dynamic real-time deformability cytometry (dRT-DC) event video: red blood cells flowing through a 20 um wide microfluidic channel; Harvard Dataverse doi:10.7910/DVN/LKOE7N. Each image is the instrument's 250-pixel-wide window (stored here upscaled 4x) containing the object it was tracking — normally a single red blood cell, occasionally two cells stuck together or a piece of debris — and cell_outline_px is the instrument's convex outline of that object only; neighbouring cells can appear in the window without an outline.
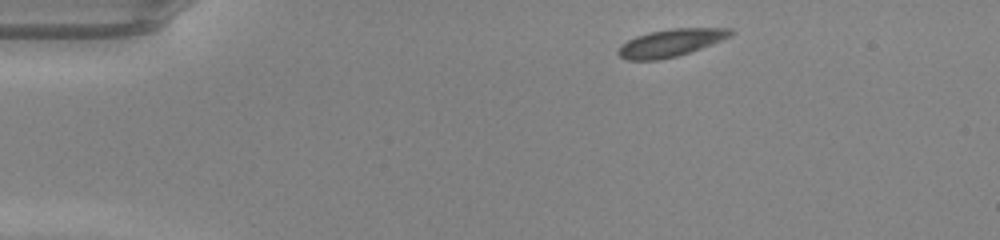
{"species": "common noctule bat (a hibernating species)", "species_latin": "Nyctalus noctula", "temperature_condition": "warm", "stored_images_in_passage": 41, "camera_frame_rate_fps": 3000, "um_per_image_px": 0.085, "animal": {"sex": "male", "body_mass_g": 20.0, "forearm_length_mm": 53.3}, "frame": {"image": 1, "passage_image": 1, "time_ms": 0.0, "image_size_px": [1000, 240], "cell_outline_px": [[732, 36], [712, 44], [676, 56], [656, 60], [628, 60], [620, 56], [616, 52], [628, 40], [636, 36], [648, 32], [672, 28], [732, 28]], "centroid_in_image_um": [57.03, 3.63], "position_along_channel_um": 28.0, "area_um2": 17.74}}
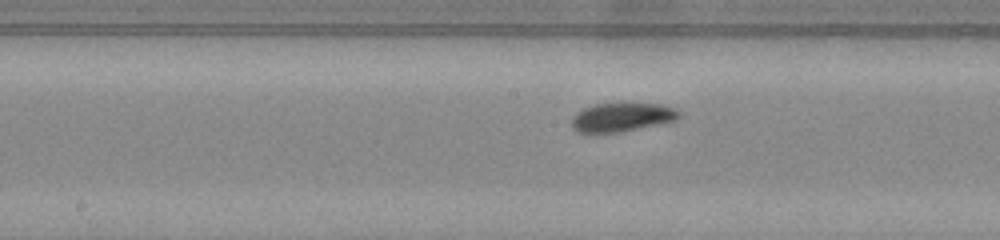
{"frame": {"image": 2, "passage_image": 18, "time_ms": 5.667, "image_size_px": [1000, 240], "cell_outline_px": [[680, 116], [676, 120], [616, 132], [576, 132], [572, 128], [572, 116], [576, 112], [592, 104], [664, 104], [676, 108], [680, 112]], "centroid_in_image_um": [52.84, 9.95], "position_along_channel_um": 195.4, "area_um2": 17.69}}
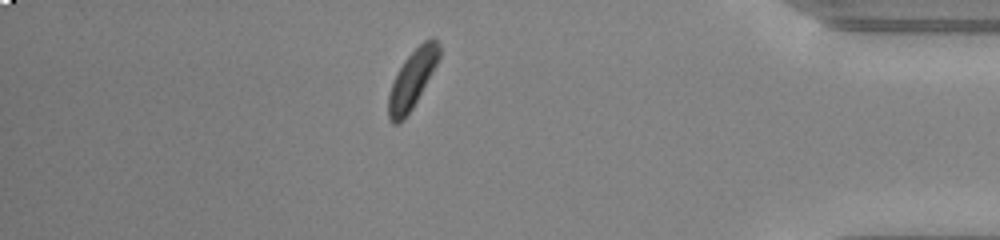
{"frame": {"image": 3, "passage_image": 35, "time_ms": 11.333, "image_size_px": [1000, 240], "cell_outline_px": [[440, 56], [436, 64], [412, 108], [404, 120], [396, 124], [392, 124], [388, 120], [388, 96], [392, 84], [404, 60], [424, 40], [432, 36], [440, 44]], "centroid_in_image_um": [35.03, 6.75], "position_along_channel_um": 400.2, "area_um2": 16.82}, "authors_computed_cell_mechanics": {"area_um2": 17.6868, "velocity_mm_per_s": 4.2285, "shape_relaxation_time_tau1_ms": 2.4349, "shape_relaxation_time_tau2_ms": null, "deformation_change_tau1": 0.1073, "deformation_change_tau2": null}}